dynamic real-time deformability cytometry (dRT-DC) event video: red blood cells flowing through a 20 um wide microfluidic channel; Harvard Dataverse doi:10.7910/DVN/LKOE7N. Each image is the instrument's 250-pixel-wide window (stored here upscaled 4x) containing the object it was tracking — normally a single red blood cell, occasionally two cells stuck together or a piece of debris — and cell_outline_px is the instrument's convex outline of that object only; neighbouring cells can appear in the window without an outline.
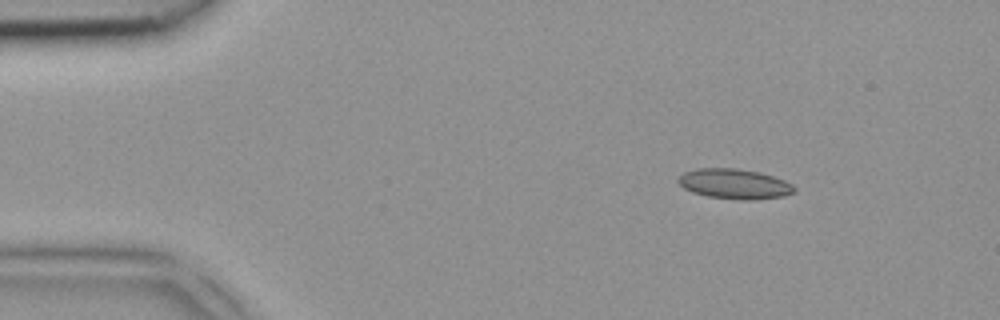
{"species": "common noctule bat (a hibernating species)", "species_latin": "Nyctalus noctula", "temperature_condition": "room temperature", "stored_images_in_passage": 3, "camera_frame_rate_fps": 3000, "um_per_image_px": 0.085, "animal": {"sex": "female", "body_mass_g": 18.4}, "frame": {"image": 1, "passage_image": 1, "time_ms": 0.0, "image_size_px": [1000, 320], "cell_outline_px": [[796, 192], [784, 196], [752, 200], [744, 200], [708, 196], [692, 192], [684, 188], [676, 180], [684, 172], [696, 168], [736, 168], [760, 172], [784, 180], [792, 184], [796, 188]], "centroid_in_image_um": [62.44, 15.63], "position_along_channel_um": 22.6, "area_um2": 20.35}}